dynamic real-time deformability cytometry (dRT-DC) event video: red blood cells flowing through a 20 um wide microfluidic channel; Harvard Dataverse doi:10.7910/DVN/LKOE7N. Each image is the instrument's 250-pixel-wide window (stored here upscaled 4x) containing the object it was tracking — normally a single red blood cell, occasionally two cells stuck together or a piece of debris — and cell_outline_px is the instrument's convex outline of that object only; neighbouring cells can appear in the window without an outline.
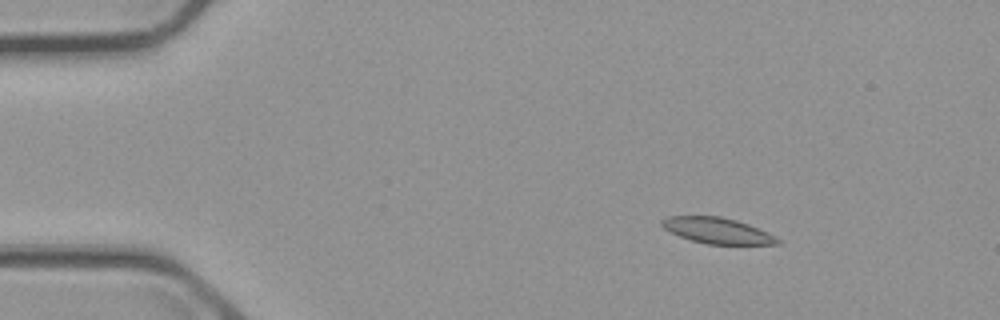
{"species": "common noctule bat (a hibernating species)", "species_latin": "Nyctalus noctula", "temperature_condition": "cold", "stored_images_in_passage": 3, "camera_frame_rate_fps": 3000, "um_per_image_px": 0.085, "animal": {"sex": "male", "body_mass_g": 23.1, "forearm_length_mm": 52.7}, "frame": {"image": 1, "passage_image": 1, "time_ms": 0.0, "image_size_px": [1000, 320], "cell_outline_px": [[780, 244], [708, 244], [692, 240], [680, 236], [664, 228], [660, 224], [660, 220], [668, 216], [720, 216], [736, 220], [748, 224], [768, 232], [780, 240]], "centroid_in_image_um": [60.96, 19.59], "position_along_channel_um": 24.0, "area_um2": 17.28}}